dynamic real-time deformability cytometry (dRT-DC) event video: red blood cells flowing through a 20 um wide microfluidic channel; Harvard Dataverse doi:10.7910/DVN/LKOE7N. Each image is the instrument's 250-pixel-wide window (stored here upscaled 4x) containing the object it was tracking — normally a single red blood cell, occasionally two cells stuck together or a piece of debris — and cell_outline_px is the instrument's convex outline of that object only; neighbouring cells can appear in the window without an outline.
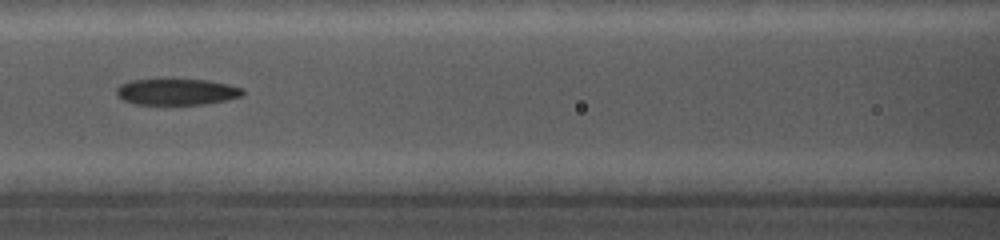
{"species": "common noctule bat (a hibernating species)", "species_latin": "Nyctalus noctula", "temperature_condition": "cold", "stored_images_in_passage": 28, "segment_of_instrument_passage": [1, 2], "camera_frame_rate_fps": 5000, "um_per_image_px": 0.085, "animal": {"sex": "female", "body_mass_g": 19.0, "forearm_length_mm": 56.7}, "frame": {"image": 1, "passage_image": 10, "time_ms": 4.2, "image_size_px": [1000, 240], "cell_outline_px": [[244, 96], [204, 104], [136, 104], [124, 100], [116, 96], [116, 88], [120, 84], [132, 80], [208, 80], [228, 84], [244, 88]], "centroid_in_image_um": [15.04, 7.81], "position_along_channel_um": 151.6, "area_um2": 19.19}}
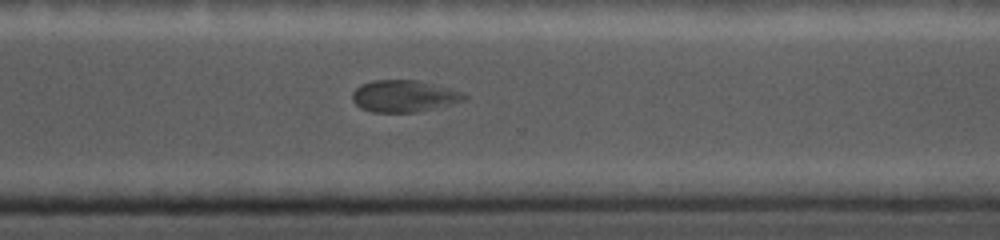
{"frame": {"image": 2, "passage_image": 20, "time_ms": 9.2, "image_size_px": [1000, 240], "cell_outline_px": [[468, 96], [464, 100], [452, 104], [416, 112], [372, 112], [360, 108], [352, 100], [352, 92], [360, 84], [372, 80], [416, 80], [464, 92]], "centroid_in_image_um": [34.31, 8.17], "position_along_channel_um": 336.3, "area_um2": 20.75}}
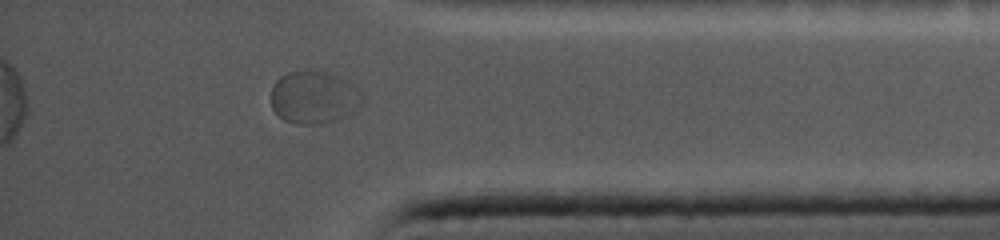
{"frame": {"image": 3, "passage_image": 25, "time_ms": 11.2, "image_size_px": [1000, 240], "cell_outline_px": [[364, 100], [352, 112], [332, 120], [316, 124], [300, 124], [284, 120], [272, 108], [272, 84], [280, 76], [288, 72], [328, 72], [352, 84], [360, 92]], "centroid_in_image_um": [26.65, 8.27], "position_along_channel_um": 408.6, "area_um2": 27.28}}